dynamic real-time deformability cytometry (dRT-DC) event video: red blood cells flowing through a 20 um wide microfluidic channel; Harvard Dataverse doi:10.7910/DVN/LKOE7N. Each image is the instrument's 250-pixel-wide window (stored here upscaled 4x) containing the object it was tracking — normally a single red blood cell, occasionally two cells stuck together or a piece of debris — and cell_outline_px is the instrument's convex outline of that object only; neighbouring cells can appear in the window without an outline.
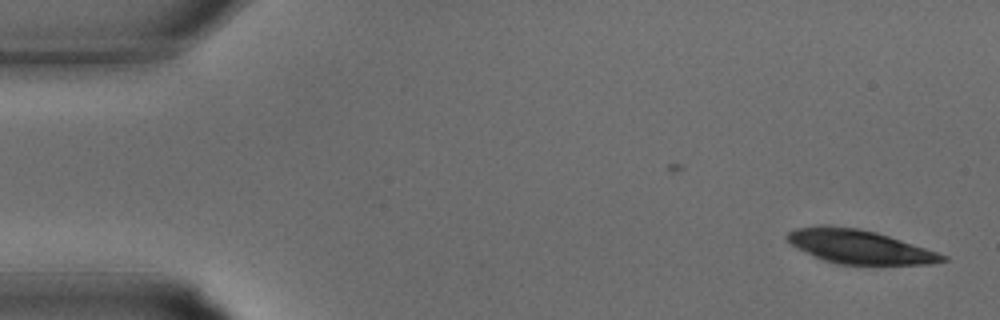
{"species": "common noctule bat (a hibernating species)", "species_latin": "Nyctalus noctula", "temperature_condition": "warm", "stored_images_in_passage": 9, "camera_frame_rate_fps": 3000, "um_per_image_px": 0.085, "animal": {"sex": "male", "body_mass_g": 15.6}, "frame": {"image": 1, "passage_image": 1, "time_ms": 0.0, "image_size_px": [1000, 320], "cell_outline_px": [[948, 260], [932, 264], [880, 268], [836, 264], [824, 260], [796, 248], [784, 236], [788, 232], [796, 228], [820, 224], [828, 224], [860, 228], [876, 232], [948, 256]], "centroid_in_image_um": [73.08, 21.02], "position_along_channel_um": 11.9, "area_um2": 31.91}}